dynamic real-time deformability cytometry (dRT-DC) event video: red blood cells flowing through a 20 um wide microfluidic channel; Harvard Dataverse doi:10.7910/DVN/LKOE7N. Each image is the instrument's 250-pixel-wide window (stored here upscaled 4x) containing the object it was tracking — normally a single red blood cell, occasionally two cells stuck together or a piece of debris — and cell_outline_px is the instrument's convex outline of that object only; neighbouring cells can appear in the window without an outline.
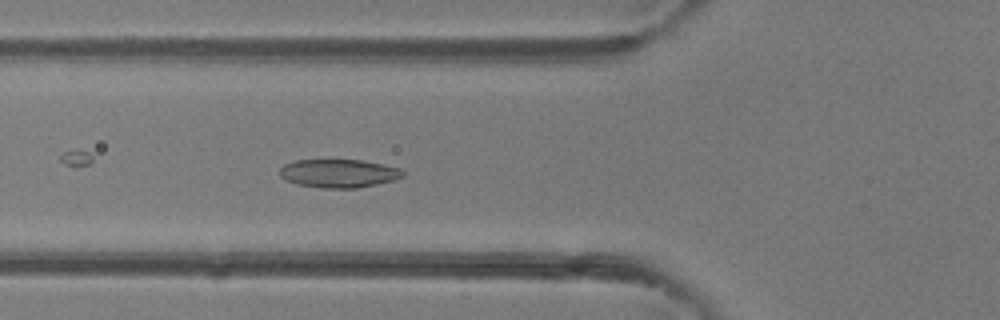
{"species": "common noctule bat (a hibernating species)", "species_latin": "Nyctalus noctula", "temperature_condition": "room temperature", "stored_images_in_passage": 32, "camera_frame_rate_fps": 3000, "um_per_image_px": 0.085, "animal": {"sex": "female"}, "frame": {"image": 1, "passage_image": 11, "time_ms": 3.333, "image_size_px": [1000, 320], "cell_outline_px": [[404, 176], [392, 180], [376, 184], [356, 188], [320, 188], [296, 184], [280, 176], [280, 168], [284, 164], [296, 160], [360, 160], [384, 164], [400, 168], [404, 172]], "centroid_in_image_um": [28.79, 14.73], "position_along_channel_um": 97.0, "area_um2": 20.29}}
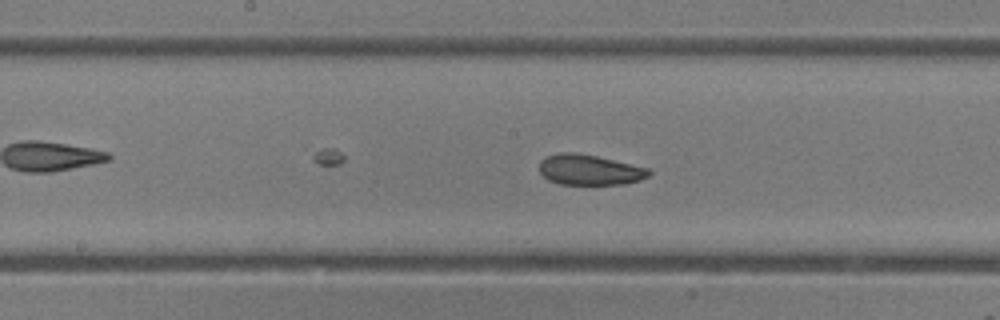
{"frame": {"image": 2, "passage_image": 18, "time_ms": 5.667, "image_size_px": [1000, 320], "cell_outline_px": [[652, 172], [648, 176], [640, 180], [624, 184], [560, 184], [548, 180], [540, 172], [540, 160], [556, 152], [576, 152], [596, 156], [648, 168]], "centroid_in_image_um": [50.09, 14.43], "position_along_channel_um": 198.1, "area_um2": 19.36}}
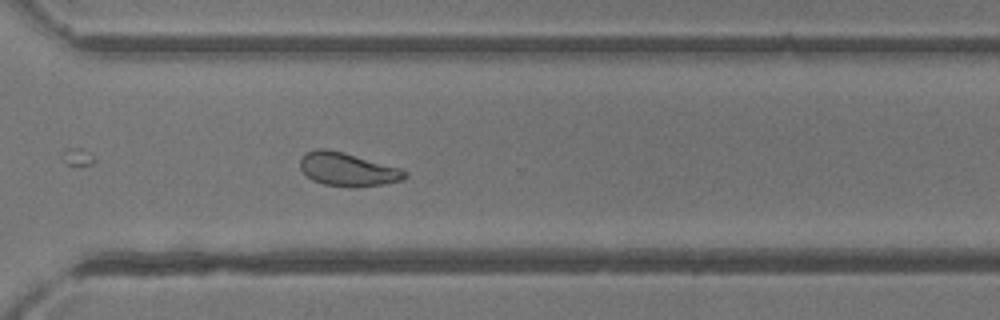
{"frame": {"image": 3, "passage_image": 28, "time_ms": 9.0, "image_size_px": [1000, 320], "cell_outline_px": [[408, 176], [400, 180], [384, 184], [356, 188], [348, 188], [324, 184], [312, 180], [300, 168], [300, 160], [308, 152], [316, 148], [324, 148], [344, 152], [400, 168], [408, 172]], "centroid_in_image_um": [29.56, 14.41], "position_along_channel_um": 341.0, "area_um2": 20.46}, "authors_computed_cell_mechanics": {"area_um2": 19.941, "velocity_mm_per_s": 4.3065, "shape_relaxation_time_tau1_ms": null, "shape_relaxation_time_tau2_ms": 2.3141, "deformation_change_tau1": null, "deformation_change_tau2": 0.0735}}